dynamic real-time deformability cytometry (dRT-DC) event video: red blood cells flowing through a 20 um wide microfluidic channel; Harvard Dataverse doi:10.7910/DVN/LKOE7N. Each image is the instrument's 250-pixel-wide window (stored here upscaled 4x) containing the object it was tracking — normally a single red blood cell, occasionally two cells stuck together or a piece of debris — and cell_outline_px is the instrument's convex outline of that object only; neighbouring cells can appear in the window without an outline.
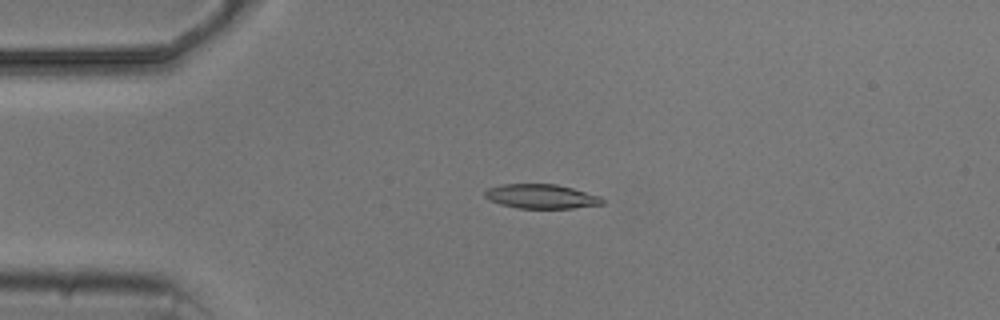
{"species": "common noctule bat (a hibernating species)", "species_latin": "Nyctalus noctula", "temperature_condition": "cold", "stored_images_in_passage": 5, "camera_frame_rate_fps": 3000, "um_per_image_px": 0.085, "animal": {"sex": "male", "body_mass_g": 20.5, "forearm_length_mm": 52.5}, "frame": {"image": 1, "passage_image": 4, "time_ms": 3.667, "image_size_px": [1000, 320], "cell_outline_px": [[604, 204], [572, 208], [516, 208], [500, 204], [488, 200], [484, 196], [484, 192], [488, 188], [500, 184], [556, 184], [572, 188], [600, 196], [604, 200]], "centroid_in_image_um": [45.97, 16.69], "position_along_channel_um": 39.0, "area_um2": 16.7}}